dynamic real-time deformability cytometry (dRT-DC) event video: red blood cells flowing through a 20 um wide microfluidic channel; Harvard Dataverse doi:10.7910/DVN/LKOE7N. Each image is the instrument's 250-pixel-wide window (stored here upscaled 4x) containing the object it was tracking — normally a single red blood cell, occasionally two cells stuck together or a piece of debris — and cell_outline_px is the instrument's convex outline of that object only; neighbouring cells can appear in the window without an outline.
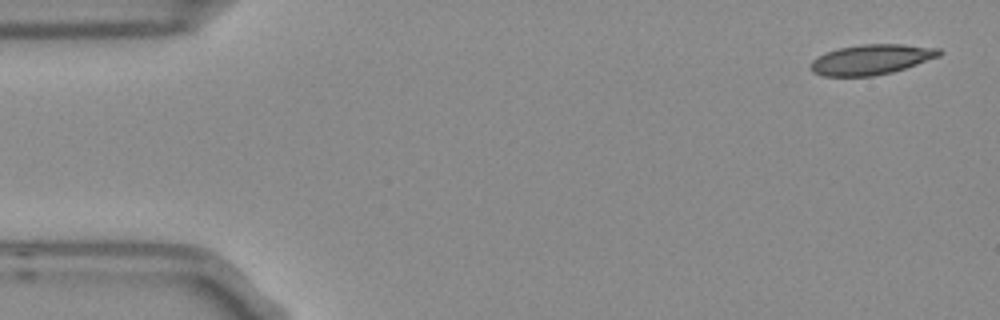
{"species": "Egyptian fruit bat (a non-hibernating species)", "species_latin": "Rousettus aegyptiacus", "temperature_condition": "room temperature", "stored_images_in_passage": 5, "camera_frame_rate_fps": 3000, "um_per_image_px": 0.085, "frame": {"image": 1, "passage_image": 1, "time_ms": 0.0, "image_size_px": [1000, 320], "cell_outline_px": [[944, 52], [940, 56], [892, 72], [872, 76], [824, 76], [812, 72], [808, 68], [808, 64], [816, 56], [824, 52], [836, 48], [860, 44], [900, 44], [940, 48]], "centroid_in_image_um": [74.0, 5.05], "position_along_channel_um": 11.0, "area_um2": 22.89}}
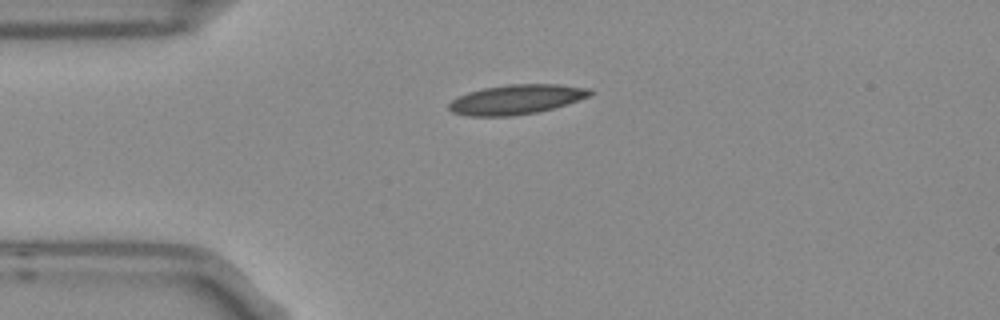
{"frame": {"image": 2, "passage_image": 4, "time_ms": 1.0, "image_size_px": [1000, 320], "cell_outline_px": [[592, 92], [588, 96], [552, 108], [536, 112], [512, 116], [468, 116], [452, 112], [448, 108], [448, 104], [456, 96], [468, 92], [484, 88], [508, 84], [560, 84], [592, 88]], "centroid_in_image_um": [43.84, 8.44], "position_along_channel_um": 41.2, "area_um2": 24.28}}